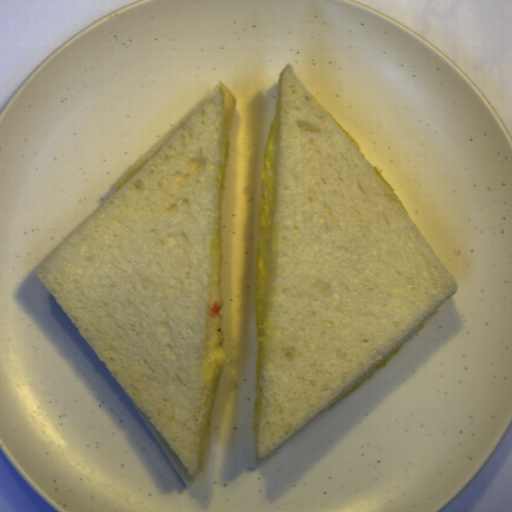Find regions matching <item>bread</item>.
I'll return each mask as SVG.
<instances>
[{
	"label": "bread",
	"mask_w": 512,
	"mask_h": 512,
	"mask_svg": "<svg viewBox=\"0 0 512 512\" xmlns=\"http://www.w3.org/2000/svg\"><path fill=\"white\" fill-rule=\"evenodd\" d=\"M235 101L218 83L35 271L190 487L227 358L222 231Z\"/></svg>",
	"instance_id": "obj_1"
},
{
	"label": "bread",
	"mask_w": 512,
	"mask_h": 512,
	"mask_svg": "<svg viewBox=\"0 0 512 512\" xmlns=\"http://www.w3.org/2000/svg\"><path fill=\"white\" fill-rule=\"evenodd\" d=\"M262 319V464L423 327L458 282L292 64L280 73Z\"/></svg>",
	"instance_id": "obj_2"
}]
</instances>
